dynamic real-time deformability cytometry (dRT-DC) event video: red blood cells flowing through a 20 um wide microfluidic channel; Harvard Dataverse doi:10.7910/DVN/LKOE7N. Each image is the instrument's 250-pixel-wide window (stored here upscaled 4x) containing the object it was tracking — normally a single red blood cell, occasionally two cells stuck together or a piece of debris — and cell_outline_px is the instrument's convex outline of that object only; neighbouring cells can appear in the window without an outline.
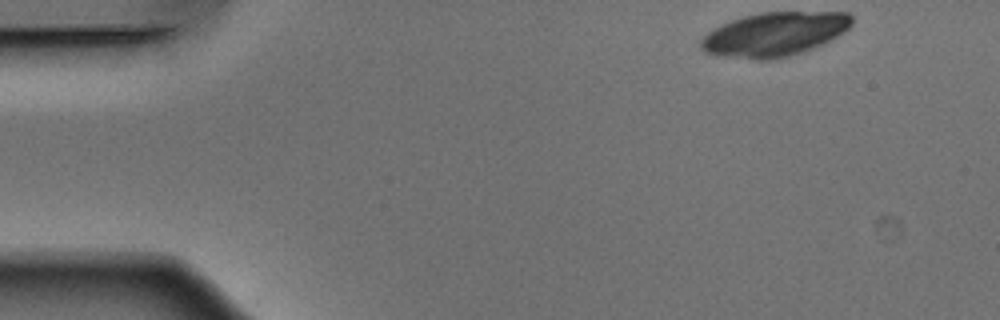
{"species": "Egyptian fruit bat (a non-hibernating species)", "species_latin": "Rousettus aegyptiacus", "temperature_condition": "warm", "stored_images_in_passage": 48, "camera_frame_rate_fps": 3000, "um_per_image_px": 0.085, "animal": {"sex": "male"}, "frame": {"image": 1, "passage_image": 1, "time_ms": 0.0, "image_size_px": [1000, 320], "cell_outline_px": [[852, 24], [844, 32], [812, 48], [788, 56], [768, 60], [760, 60], [716, 56], [704, 52], [700, 48], [700, 40], [708, 32], [732, 20], [744, 16], [760, 12], [848, 12], [852, 16]], "centroid_in_image_um": [65.8, 2.91], "position_along_channel_um": 19.2, "area_um2": 38.49}}